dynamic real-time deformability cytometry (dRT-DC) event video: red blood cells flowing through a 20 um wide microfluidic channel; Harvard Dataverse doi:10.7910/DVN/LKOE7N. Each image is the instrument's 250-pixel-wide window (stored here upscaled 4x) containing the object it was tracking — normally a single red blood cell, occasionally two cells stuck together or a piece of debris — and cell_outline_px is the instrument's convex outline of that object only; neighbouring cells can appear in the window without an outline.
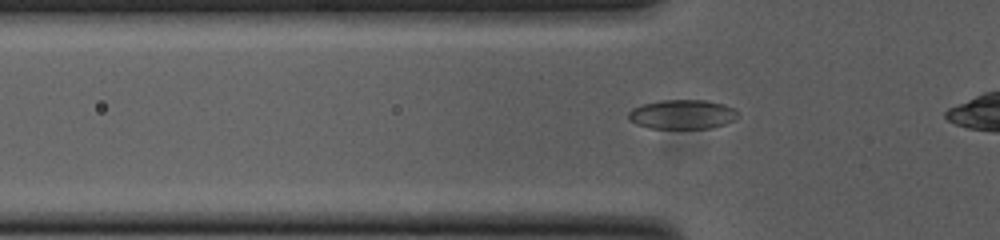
{"species": "common noctule bat (a hibernating species)", "species_latin": "Nyctalus noctula", "temperature_condition": "cold", "stored_images_in_passage": 39, "camera_frame_rate_fps": 3000, "um_per_image_px": 0.085, "animal": {"sex": "female", "body_mass_g": 23.0, "forearm_length_mm": 53.4}, "frame": {"image": 1, "passage_image": 10, "time_ms": 3.0, "image_size_px": [1000, 240], "cell_outline_px": [[740, 116], [724, 124], [712, 128], [648, 128], [636, 124], [628, 120], [628, 112], [632, 108], [640, 104], [660, 100], [704, 100], [724, 104], [736, 108]], "centroid_in_image_um": [57.98, 9.71], "position_along_channel_um": 67.8, "area_um2": 18.96}}
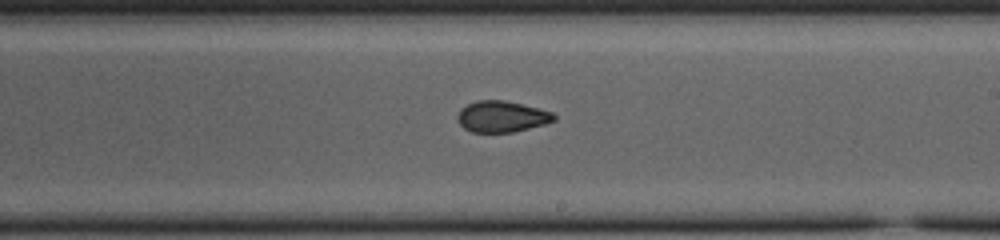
{"frame": {"image": 2, "passage_image": 24, "time_ms": 7.667, "image_size_px": [1000, 240], "cell_outline_px": [[556, 120], [544, 124], [512, 132], [472, 132], [464, 128], [460, 124], [456, 116], [460, 108], [476, 100], [504, 100], [552, 112], [556, 116]], "centroid_in_image_um": [42.61, 9.9], "position_along_channel_um": 246.4, "area_um2": 17.4}}
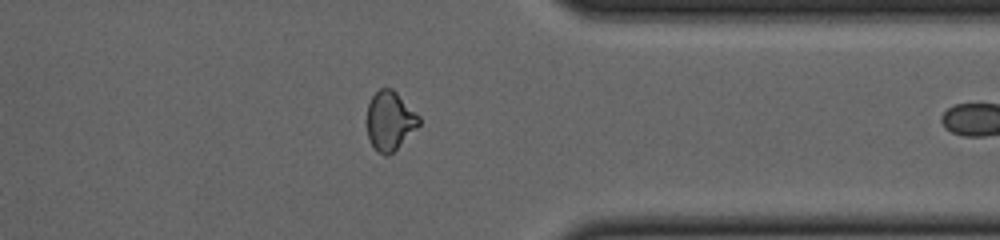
{"frame": {"image": 3, "passage_image": 35, "time_ms": 11.333, "image_size_px": [1000, 240], "cell_outline_px": [[420, 124], [388, 156], [384, 156], [376, 152], [368, 140], [368, 104], [372, 96], [380, 88], [392, 88], [420, 116]], "centroid_in_image_um": [33.13, 10.28], "position_along_channel_um": 378.3, "area_um2": 17.74}, "authors_computed_cell_mechanics": {"area_um2": 18.2648, "velocity_mm_per_s": 3.8212, "shape_relaxation_time_tau1_ms": null, "shape_relaxation_time_tau2_ms": 1.4387, "deformation_change_tau1": null, "deformation_change_tau2": 0.0571}}